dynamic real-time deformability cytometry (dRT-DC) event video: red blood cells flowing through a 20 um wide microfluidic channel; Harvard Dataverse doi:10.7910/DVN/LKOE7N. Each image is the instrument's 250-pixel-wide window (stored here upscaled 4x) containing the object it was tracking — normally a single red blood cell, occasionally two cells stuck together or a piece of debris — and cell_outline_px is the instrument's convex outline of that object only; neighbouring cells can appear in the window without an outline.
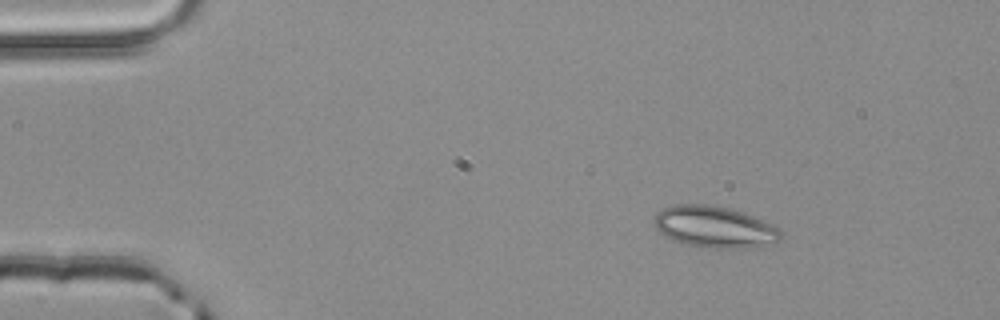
{"species": "common noctule bat (a hibernating species)", "species_latin": "Nyctalus noctula", "temperature_condition": "room temperature", "stored_images_in_passage": 2, "camera_frame_rate_fps": 3000, "um_per_image_px": 0.085, "animal": {"sex": "male", "body_mass_g": 20.4}, "frame": {"image": 1, "passage_image": 1, "time_ms": 0.0, "image_size_px": [1000, 320], "cell_outline_px": [[780, 236], [776, 240], [748, 248], [704, 248], [684, 244], [672, 240], [664, 236], [652, 224], [656, 212], [672, 204], [708, 204], [728, 208], [752, 216], [780, 228]], "centroid_in_image_um": [60.62, 19.28], "position_along_channel_um": 24.4, "area_um2": 30.46}}